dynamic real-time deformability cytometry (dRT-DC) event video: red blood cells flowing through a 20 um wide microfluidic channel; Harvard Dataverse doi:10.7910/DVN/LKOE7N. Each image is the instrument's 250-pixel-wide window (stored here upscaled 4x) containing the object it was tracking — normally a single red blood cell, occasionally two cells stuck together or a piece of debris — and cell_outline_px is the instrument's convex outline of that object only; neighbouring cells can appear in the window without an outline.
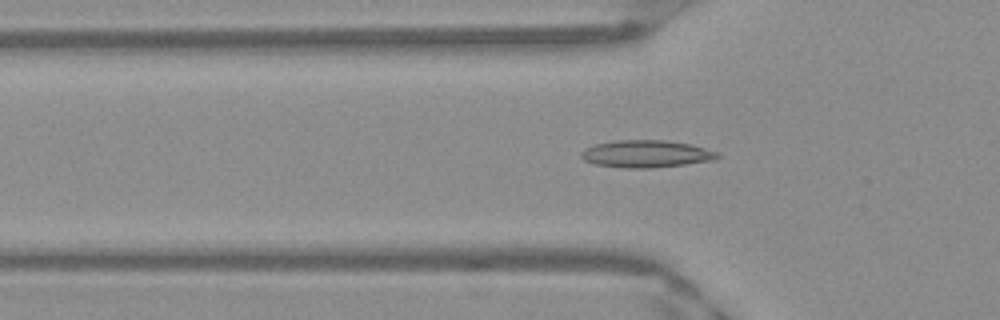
{"species": "Egyptian fruit bat (a non-hibernating species)", "species_latin": "Rousettus aegyptiacus", "temperature_condition": "warm", "stored_images_in_passage": 51, "camera_frame_rate_fps": 3000, "um_per_image_px": 0.085, "frame": {"image": 1, "passage_image": 17, "time_ms": 5.333, "image_size_px": [1000, 320], "cell_outline_px": [[720, 156], [716, 160], [652, 168], [624, 168], [596, 164], [584, 160], [580, 156], [580, 152], [584, 148], [596, 144], [616, 140], [664, 140], [688, 144], [704, 148], [716, 152]], "centroid_in_image_um": [54.89, 13.08], "position_along_channel_um": 70.9, "area_um2": 21.56}}
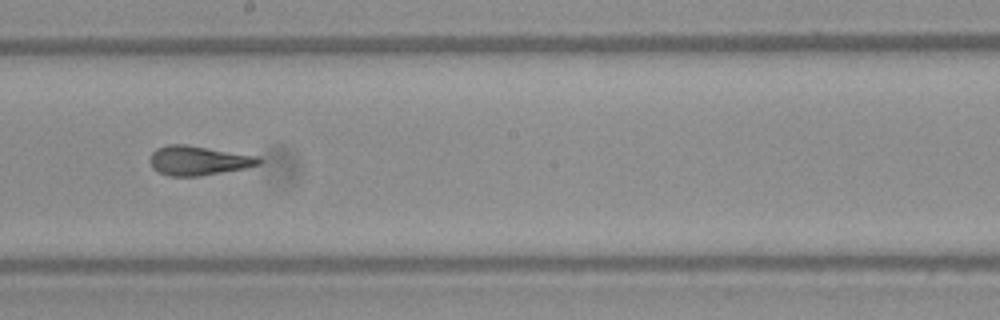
{"frame": {"image": 2, "passage_image": 29, "time_ms": 9.333, "image_size_px": [1000, 320], "cell_outline_px": [[264, 160], [260, 164], [248, 168], [200, 176], [168, 176], [152, 168], [152, 152], [156, 148], [168, 144], [184, 144], [260, 156]], "centroid_in_image_um": [16.94, 13.65], "position_along_channel_um": 231.3, "area_um2": 18.73}}
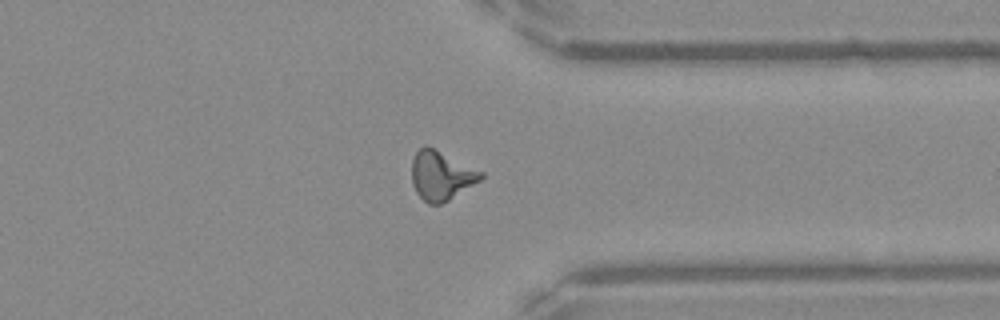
{"frame": {"image": 3, "passage_image": 40, "time_ms": 13.0, "image_size_px": [1000, 320], "cell_outline_px": [[484, 176], [480, 180], [448, 200], [440, 204], [428, 204], [416, 192], [412, 184], [412, 160], [416, 152], [424, 144], [428, 144], [484, 172]], "centroid_in_image_um": [37.49, 14.88], "position_along_channel_um": 373.9, "area_um2": 19.88}}